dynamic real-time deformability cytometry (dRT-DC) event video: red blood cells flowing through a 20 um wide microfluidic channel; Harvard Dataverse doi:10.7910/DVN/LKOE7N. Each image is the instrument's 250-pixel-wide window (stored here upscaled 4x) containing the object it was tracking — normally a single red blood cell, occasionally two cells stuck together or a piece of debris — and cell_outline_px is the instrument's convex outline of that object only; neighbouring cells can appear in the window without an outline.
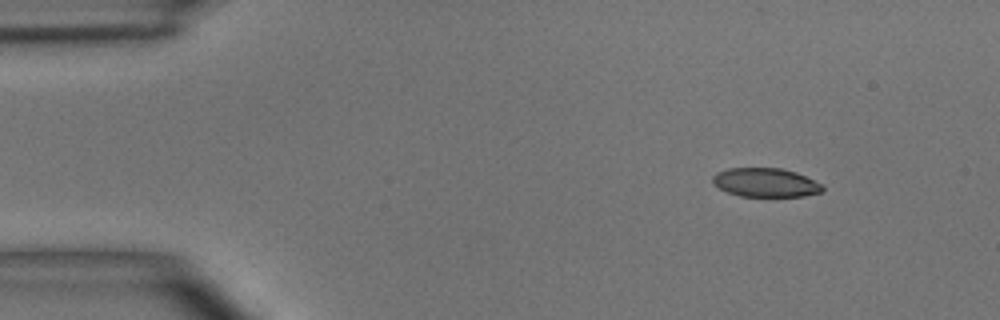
{"species": "common noctule bat (a hibernating species)", "species_latin": "Nyctalus noctula", "temperature_condition": "room temperature", "stored_images_in_passage": 3, "camera_frame_rate_fps": 3000, "um_per_image_px": 0.085, "animal": {"sex": "male", "body_mass_g": 15.6}, "frame": {"image": 1, "passage_image": 1, "time_ms": 0.0, "image_size_px": [1000, 320], "cell_outline_px": [[824, 188], [820, 192], [804, 196], [740, 196], [728, 192], [712, 184], [712, 176], [716, 172], [728, 168], [780, 168], [796, 172], [820, 184]], "centroid_in_image_um": [65.01, 15.51], "position_along_channel_um": 20.0, "area_um2": 18.32}}